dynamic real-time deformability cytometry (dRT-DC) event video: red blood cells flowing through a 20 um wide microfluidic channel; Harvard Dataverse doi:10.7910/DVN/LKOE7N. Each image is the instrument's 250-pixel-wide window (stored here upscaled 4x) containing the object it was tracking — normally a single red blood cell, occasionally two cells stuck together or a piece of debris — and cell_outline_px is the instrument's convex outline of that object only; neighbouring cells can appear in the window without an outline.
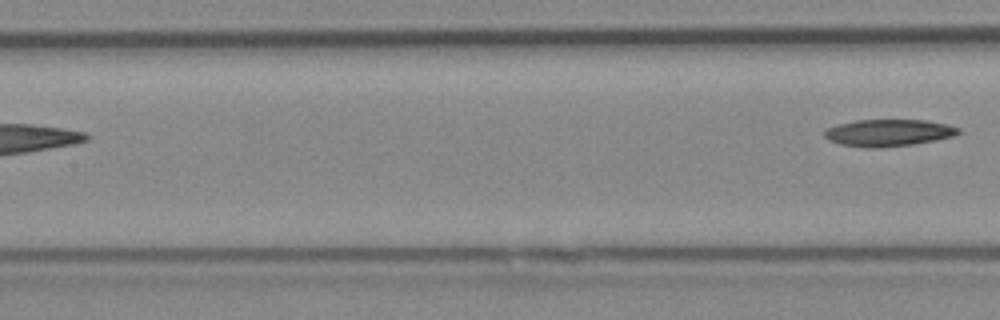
{"species": "Egyptian fruit bat (a non-hibernating species)", "species_latin": "Rousettus aegyptiacus", "temperature_condition": "cold", "stored_images_in_passage": 7, "segment_of_instrument_passage": [2, 2], "camera_frame_rate_fps": 3000, "um_per_image_px": 0.085, "animal": {"sex": "female"}, "frame": {"image": 1, "passage_image": 7, "time_ms": 2.0, "image_size_px": [1000, 320], "cell_outline_px": [[960, 132], [956, 136], [936, 140], [912, 144], [840, 144], [828, 140], [824, 136], [824, 128], [836, 124], [856, 120], [924, 120], [944, 124], [960, 128]], "centroid_in_image_um": [75.54, 11.22], "position_along_channel_um": 131.9, "area_um2": 19.94}}